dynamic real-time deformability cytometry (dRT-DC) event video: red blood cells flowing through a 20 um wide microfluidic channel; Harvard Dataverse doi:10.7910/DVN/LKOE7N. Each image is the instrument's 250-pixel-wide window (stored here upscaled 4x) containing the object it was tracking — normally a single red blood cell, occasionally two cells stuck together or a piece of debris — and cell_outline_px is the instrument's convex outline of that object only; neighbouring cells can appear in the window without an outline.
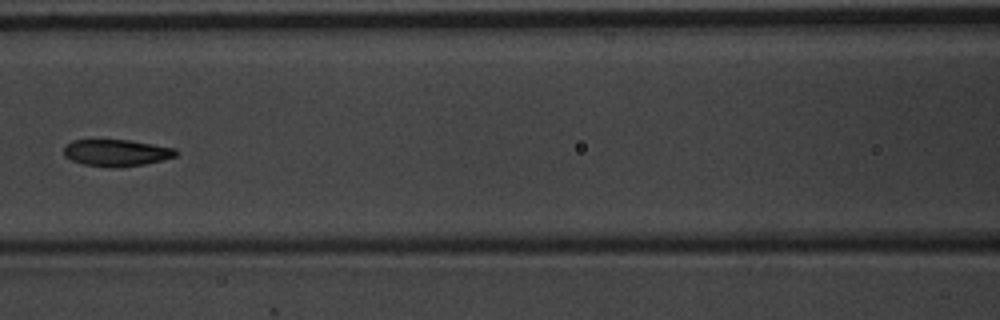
{"species": "common noctule bat (a hibernating species)", "species_latin": "Nyctalus noctula", "temperature_condition": "warm", "stored_images_in_passage": 7, "camera_frame_rate_fps": 3000, "um_per_image_px": 0.085, "animal": {"sex": "male", "body_mass_g": 20.1, "forearm_length_mm": 53.5}, "frame": {"image": 1, "passage_image": 7, "time_ms": 2.0, "image_size_px": [1000, 320], "cell_outline_px": [[176, 156], [144, 164], [116, 168], [112, 168], [84, 164], [72, 160], [64, 156], [64, 144], [72, 140], [128, 140], [176, 148]], "centroid_in_image_um": [9.85, 12.98], "position_along_channel_um": 156.7, "area_um2": 17.4}}